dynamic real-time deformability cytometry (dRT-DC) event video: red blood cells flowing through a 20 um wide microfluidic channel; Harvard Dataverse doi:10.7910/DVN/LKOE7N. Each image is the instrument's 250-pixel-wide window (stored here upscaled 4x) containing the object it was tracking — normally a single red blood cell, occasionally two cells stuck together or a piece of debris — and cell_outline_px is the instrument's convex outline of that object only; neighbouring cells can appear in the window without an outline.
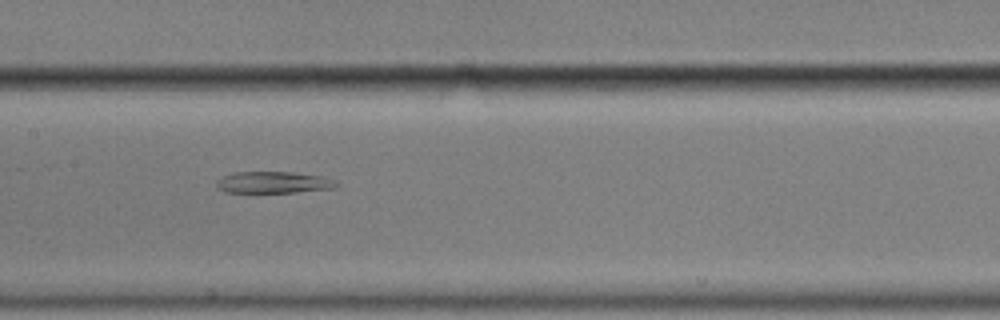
{"species": "common noctule bat (a hibernating species)", "species_latin": "Nyctalus noctula", "temperature_condition": "cold", "stored_images_in_passage": 42, "camera_frame_rate_fps": 3000, "um_per_image_px": 0.085, "animal": {"sex": "male", "body_mass_g": 17.9}, "frame": {"image": 1, "passage_image": 20, "time_ms": 6.333, "image_size_px": [1000, 320], "cell_outline_px": [[340, 184], [336, 188], [296, 192], [228, 192], [220, 188], [216, 184], [216, 180], [224, 176], [236, 172], [292, 172], [324, 176], [336, 180]], "centroid_in_image_um": [23.34, 15.5], "position_along_channel_um": 184.1, "area_um2": 15.09}}
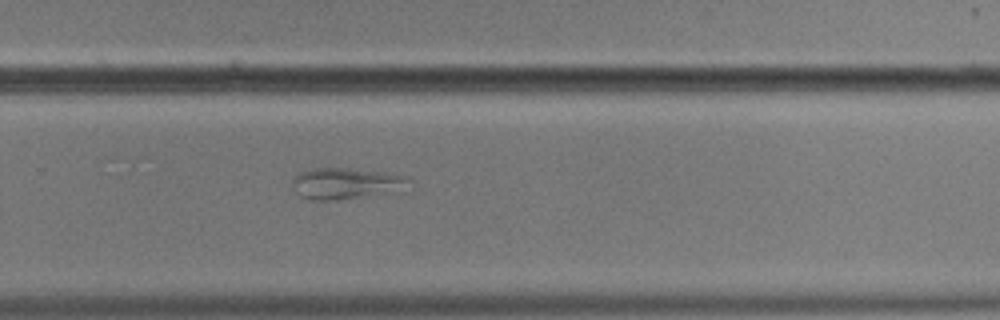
{"frame": {"image": 2, "passage_image": 30, "time_ms": 9.667, "image_size_px": [1000, 320], "cell_outline_px": [[412, 180], [356, 196], [336, 200], [312, 200], [300, 196], [296, 192], [292, 184], [292, 180], [300, 172], [312, 168], [348, 168], [384, 172], [404, 176]], "centroid_in_image_um": [29.07, 15.54], "position_along_channel_um": 300.7, "area_um2": 19.31}}
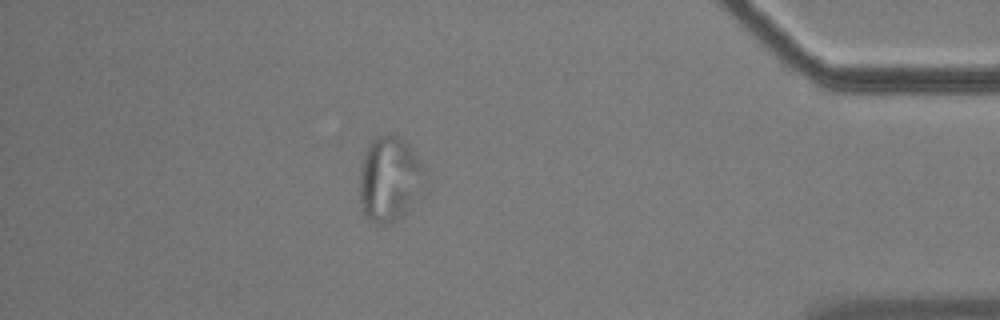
{"frame": {"image": 3, "passage_image": 42, "time_ms": 13.667, "image_size_px": [1000, 320], "cell_outline_px": [[420, 168], [416, 192], [408, 208], [392, 224], [376, 224], [368, 220], [360, 208], [360, 168], [364, 152], [368, 144], [376, 136], [388, 132], [404, 140], [412, 148], [420, 164]], "centroid_in_image_um": [32.96, 15.19], "position_along_channel_um": 402.2, "area_um2": 31.15}, "authors_computed_cell_mechanics": {"area_um2": 19.5653, "velocity_mm_per_s": 3.521, "shape_relaxation_time_tau1_ms": null, "shape_relaxation_time_tau2_ms": 2.9402, "deformation_change_tau1": null, "deformation_change_tau2": 0.0652}}